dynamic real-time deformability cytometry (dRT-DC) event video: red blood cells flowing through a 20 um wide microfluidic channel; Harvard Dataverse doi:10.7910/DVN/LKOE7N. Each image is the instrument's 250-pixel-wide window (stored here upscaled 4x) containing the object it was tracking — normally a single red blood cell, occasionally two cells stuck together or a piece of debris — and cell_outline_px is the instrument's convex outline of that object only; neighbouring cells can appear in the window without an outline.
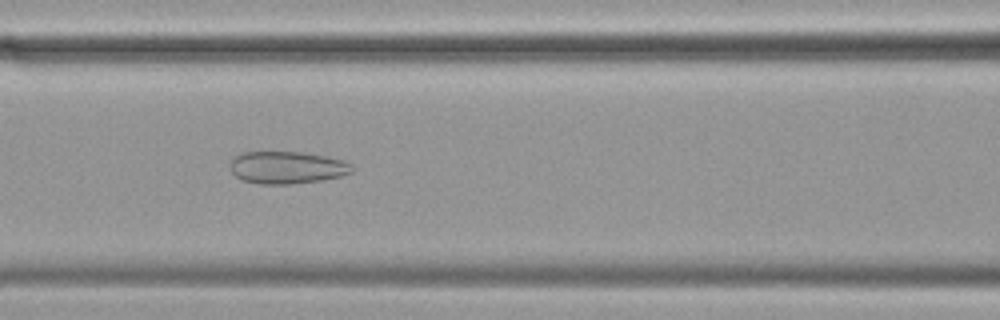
{"species": "common noctule bat (a hibernating species)", "species_latin": "Nyctalus noctula", "temperature_condition": "cold", "stored_images_in_passage": 46, "camera_frame_rate_fps": 3000, "um_per_image_px": 0.085, "animal": {"sex": "female", "body_mass_g": 19.9}, "frame": {"image": 1, "passage_image": 13, "time_ms": 4.0, "image_size_px": [1000, 320], "cell_outline_px": [[352, 172], [340, 176], [320, 180], [288, 184], [260, 184], [244, 180], [236, 176], [228, 168], [228, 164], [240, 152], [304, 152], [328, 156], [344, 160], [352, 164]], "centroid_in_image_um": [24.38, 14.22], "position_along_channel_um": 142.2, "area_um2": 23.06}}
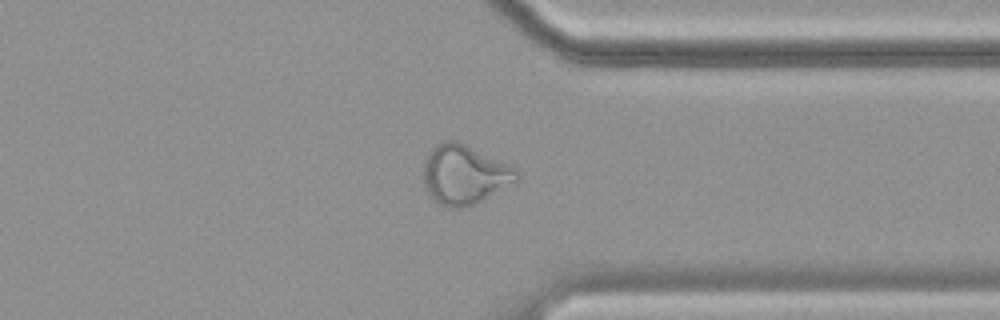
{"frame": {"image": 2, "passage_image": 33, "time_ms": 10.667, "image_size_px": [1000, 320], "cell_outline_px": [[520, 180], [516, 184], [468, 208], [452, 208], [440, 204], [432, 200], [428, 196], [424, 188], [424, 160], [428, 152], [436, 144], [444, 140], [456, 140], [468, 144], [516, 168], [520, 172]], "centroid_in_image_um": [39.51, 14.86], "position_along_channel_um": 371.9, "area_um2": 33.35}}
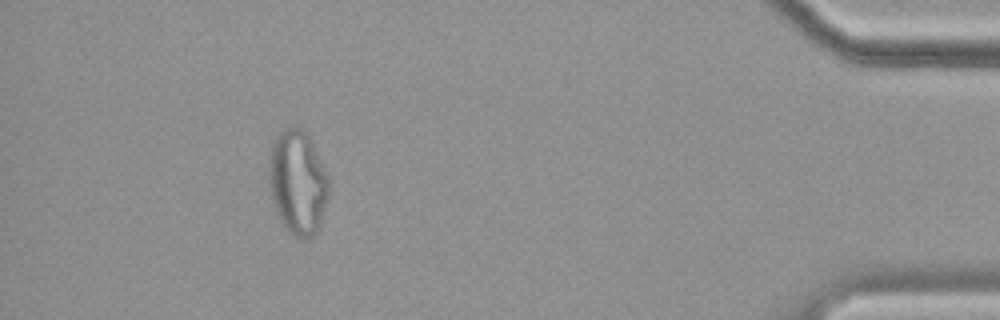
{"frame": {"image": 3, "passage_image": 41, "time_ms": 13.333, "image_size_px": [1000, 320], "cell_outline_px": [[328, 196], [320, 228], [312, 236], [296, 236], [288, 232], [280, 220], [276, 212], [272, 196], [268, 168], [272, 148], [276, 136], [284, 128], [300, 128], [308, 136], [328, 176]], "centroid_in_image_um": [25.31, 15.53], "position_along_channel_um": 409.9, "area_um2": 35.66}, "authors_computed_cell_mechanics": {"area_um2": 29.5647, "velocity_mm_per_s": 3.491, "shape_relaxation_time_tau1_ms": null, "shape_relaxation_time_tau2_ms": 2.1901, "deformation_change_tau1": null, "deformation_change_tau2": 0.1028}}